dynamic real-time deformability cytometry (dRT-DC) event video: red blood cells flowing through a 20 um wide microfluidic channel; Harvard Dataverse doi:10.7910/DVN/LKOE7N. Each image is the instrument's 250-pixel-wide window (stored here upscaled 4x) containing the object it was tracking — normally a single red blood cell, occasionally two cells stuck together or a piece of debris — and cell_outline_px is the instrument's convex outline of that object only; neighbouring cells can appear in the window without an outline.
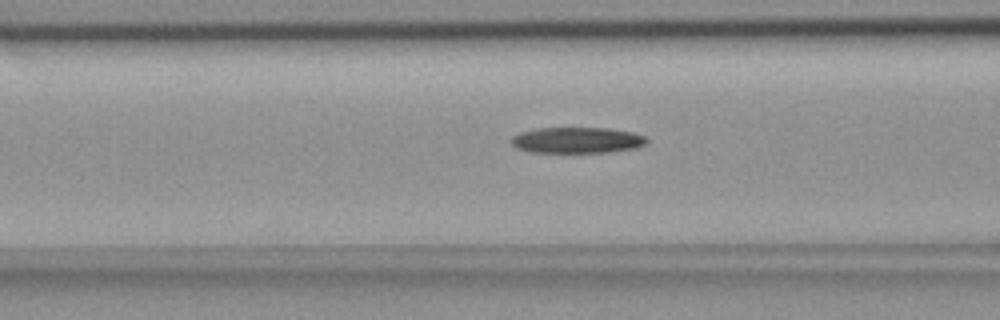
{"species": "common noctule bat (a hibernating species)", "species_latin": "Nyctalus noctula", "temperature_condition": "room temperature", "stored_images_in_passage": 39, "camera_frame_rate_fps": 3000, "um_per_image_px": 0.085, "animal": {"sex": "female", "body_mass_g": 18.4}, "frame": {"image": 1, "passage_image": 5, "time_ms": 1.333, "image_size_px": [1000, 320], "cell_outline_px": [[648, 140], [644, 144], [636, 148], [608, 152], [528, 152], [516, 148], [508, 140], [512, 136], [520, 132], [540, 128], [608, 128], [632, 132], [644, 136]], "centroid_in_image_um": [49.0, 11.92], "position_along_channel_um": 117.6, "area_um2": 20.52}}
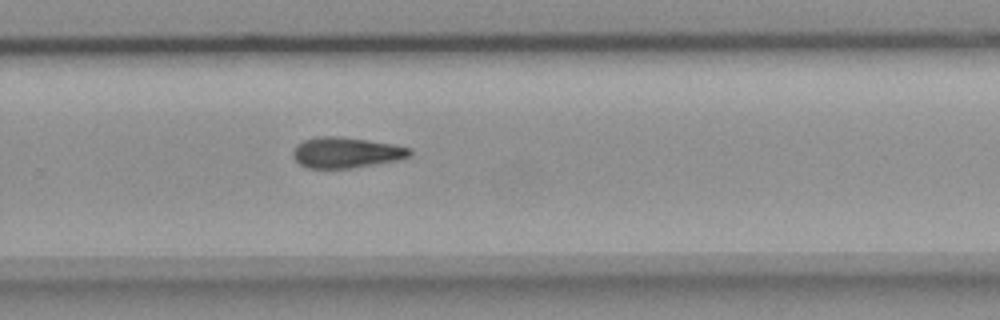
{"frame": {"image": 2, "passage_image": 20, "time_ms": 6.333, "image_size_px": [1000, 320], "cell_outline_px": [[412, 156], [396, 160], [352, 168], [304, 168], [292, 156], [292, 152], [296, 144], [304, 140], [316, 136], [340, 136], [392, 144], [408, 148], [412, 152]], "centroid_in_image_um": [29.36, 12.96], "position_along_channel_um": 300.4, "area_um2": 20.87}}
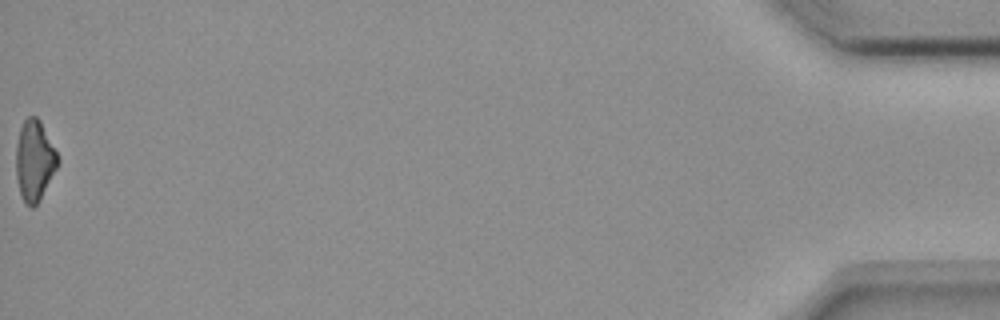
{"frame": {"image": 3, "passage_image": 39, "time_ms": 12.667, "image_size_px": [1000, 320], "cell_outline_px": [[60, 160], [40, 200], [32, 208], [24, 204], [20, 196], [16, 176], [16, 144], [20, 128], [24, 120], [28, 116], [36, 116], [40, 120]], "centroid_in_image_um": [2.9, 13.67], "position_along_channel_um": 432.3, "area_um2": 19.59}}